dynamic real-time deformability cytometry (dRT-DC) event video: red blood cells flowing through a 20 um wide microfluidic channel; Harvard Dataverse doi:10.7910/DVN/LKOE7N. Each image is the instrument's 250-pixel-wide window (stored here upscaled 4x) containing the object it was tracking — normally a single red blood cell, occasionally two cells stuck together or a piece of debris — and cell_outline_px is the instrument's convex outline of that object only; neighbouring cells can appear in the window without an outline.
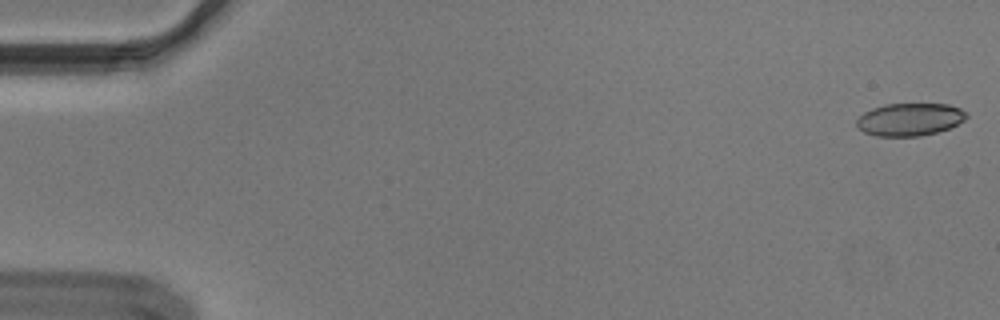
{"species": "Egyptian fruit bat (a non-hibernating species)", "species_latin": "Rousettus aegyptiacus", "temperature_condition": "cold", "stored_images_in_passage": 55, "camera_frame_rate_fps": 3000, "um_per_image_px": 0.085, "animal": {"sex": "male"}, "frame": {"image": 1, "passage_image": 1, "time_ms": 0.0, "image_size_px": [1000, 320], "cell_outline_px": [[968, 116], [964, 120], [948, 128], [936, 132], [920, 136], [876, 136], [864, 132], [856, 124], [856, 120], [864, 112], [872, 108], [884, 104], [948, 104], [960, 108], [968, 112]], "centroid_in_image_um": [77.33, 10.14], "position_along_channel_um": 7.7, "area_um2": 20.87}}
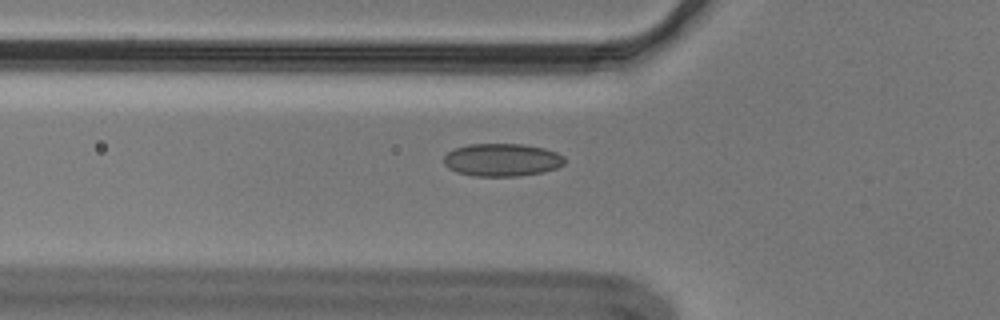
{"frame": {"image": 2, "passage_image": 19, "time_ms": 6.0, "image_size_px": [1000, 320], "cell_outline_px": [[564, 164], [556, 168], [544, 172], [516, 176], [472, 176], [456, 172], [448, 168], [444, 164], [444, 156], [448, 152], [456, 148], [468, 144], [524, 144], [544, 148], [556, 152], [564, 156]], "centroid_in_image_um": [42.66, 13.59], "position_along_channel_um": 83.1, "area_um2": 23.18}}
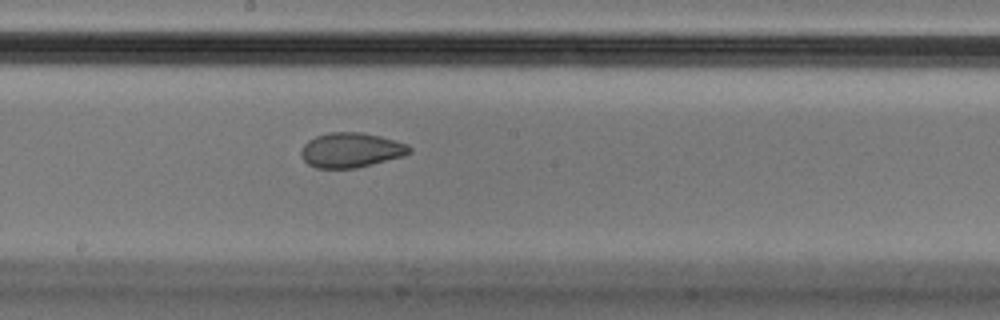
{"frame": {"image": 3, "passage_image": 30, "time_ms": 9.667, "image_size_px": [1000, 320], "cell_outline_px": [[412, 152], [404, 156], [356, 168], [316, 168], [308, 164], [304, 160], [300, 152], [304, 144], [308, 140], [316, 136], [328, 132], [360, 132], [380, 136], [408, 144], [412, 148]], "centroid_in_image_um": [29.85, 12.75], "position_along_channel_um": 218.4, "area_um2": 22.02}, "authors_computed_cell_mechanics": {"area_um2": 22.4264, "velocity_mm_per_s": 3.6574, "shape_relaxation_time_tau1_ms": null, "shape_relaxation_time_tau2_ms": 1.1398, "deformation_change_tau1": null, "deformation_change_tau2": 0.0476}}